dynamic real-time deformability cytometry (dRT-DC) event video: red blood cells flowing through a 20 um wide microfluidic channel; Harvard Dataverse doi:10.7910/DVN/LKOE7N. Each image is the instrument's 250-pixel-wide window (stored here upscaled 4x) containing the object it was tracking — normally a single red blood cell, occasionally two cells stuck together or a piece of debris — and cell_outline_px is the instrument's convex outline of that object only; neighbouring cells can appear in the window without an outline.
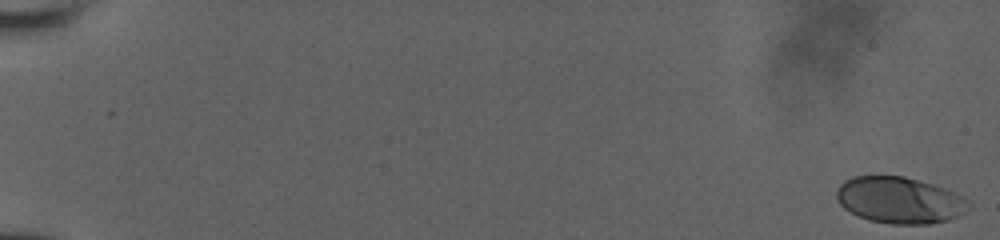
{"species": "human", "species_latin": "Homo sapiens", "temperature_condition": "room temperature", "stored_images_in_passage": 57, "camera_frame_rate_fps": 3000, "um_per_image_px": 0.085, "donor": {"sex": "male"}, "frame": {"image": 1, "passage_image": 1, "time_ms": 0.0, "image_size_px": [1000, 240], "cell_outline_px": [[972, 208], [960, 216], [948, 220], [928, 224], [892, 224], [868, 220], [844, 208], [840, 204], [836, 196], [836, 192], [840, 184], [844, 180], [852, 176], [904, 176], [932, 184], [956, 192], [972, 204]], "centroid_in_image_um": [76.5, 17.02], "position_along_channel_um": 8.5, "area_um2": 35.95}}
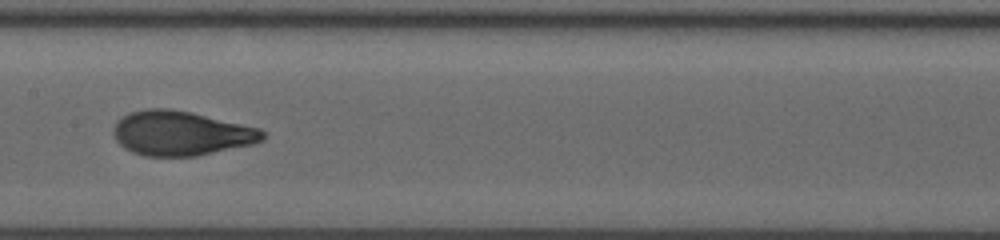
{"frame": {"image": 2, "passage_image": 32, "time_ms": 10.333, "image_size_px": [1000, 240], "cell_outline_px": [[268, 132], [264, 140], [252, 144], [196, 156], [144, 156], [132, 152], [124, 148], [116, 140], [112, 132], [116, 120], [132, 112], [148, 108], [168, 108], [192, 112], [260, 128]], "centroid_in_image_um": [15.4, 11.32], "position_along_channel_um": 192.0, "area_um2": 38.9}}
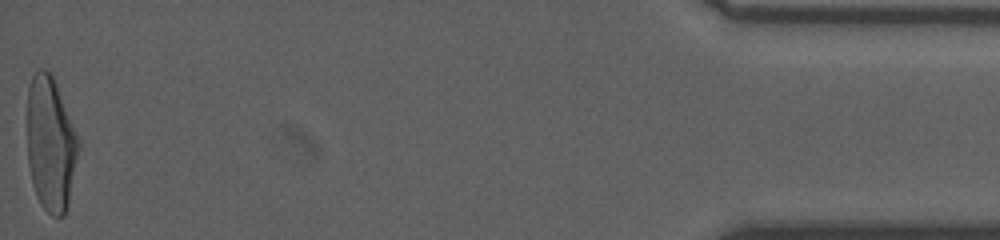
{"frame": {"image": 3, "passage_image": 57, "time_ms": 18.667, "image_size_px": [1000, 240], "cell_outline_px": [[80, 148], [68, 204], [64, 216], [52, 216], [40, 204], [36, 196], [32, 184], [28, 164], [28, 88], [32, 76], [40, 68], [44, 68], [52, 76], [56, 84], [80, 140]], "centroid_in_image_um": [4.31, 12.27], "position_along_channel_um": 430.9, "area_um2": 40.17}, "authors_computed_cell_mechanics": {"area_um2": 37.5122, "velocity_mm_per_s": 3.8861, "shape_relaxation_time_tau1_ms": 4.0512, "shape_relaxation_time_tau2_ms": 0.6162, "deformation_change_tau1": 0.1856, "deformation_change_tau2": 0.0646}}